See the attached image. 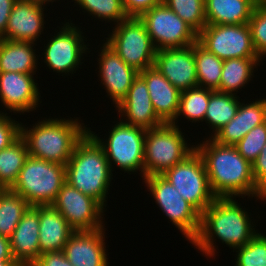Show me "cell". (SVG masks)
<instances>
[{"mask_svg":"<svg viewBox=\"0 0 266 266\" xmlns=\"http://www.w3.org/2000/svg\"><path fill=\"white\" fill-rule=\"evenodd\" d=\"M115 25L105 43L138 72L154 66L157 50L140 18L128 17Z\"/></svg>","mask_w":266,"mask_h":266,"instance_id":"8","label":"cell"},{"mask_svg":"<svg viewBox=\"0 0 266 266\" xmlns=\"http://www.w3.org/2000/svg\"><path fill=\"white\" fill-rule=\"evenodd\" d=\"M75 230L52 205L39 206L40 254L62 251Z\"/></svg>","mask_w":266,"mask_h":266,"instance_id":"24","label":"cell"},{"mask_svg":"<svg viewBox=\"0 0 266 266\" xmlns=\"http://www.w3.org/2000/svg\"><path fill=\"white\" fill-rule=\"evenodd\" d=\"M21 136V124L0 111V150L9 147Z\"/></svg>","mask_w":266,"mask_h":266,"instance_id":"38","label":"cell"},{"mask_svg":"<svg viewBox=\"0 0 266 266\" xmlns=\"http://www.w3.org/2000/svg\"><path fill=\"white\" fill-rule=\"evenodd\" d=\"M112 176L103 148L87 132L65 165L66 182L106 207Z\"/></svg>","mask_w":266,"mask_h":266,"instance_id":"3","label":"cell"},{"mask_svg":"<svg viewBox=\"0 0 266 266\" xmlns=\"http://www.w3.org/2000/svg\"><path fill=\"white\" fill-rule=\"evenodd\" d=\"M21 123V137L25 140L28 155L37 159L66 165L76 144L88 132L77 118H49L32 128Z\"/></svg>","mask_w":266,"mask_h":266,"instance_id":"4","label":"cell"},{"mask_svg":"<svg viewBox=\"0 0 266 266\" xmlns=\"http://www.w3.org/2000/svg\"><path fill=\"white\" fill-rule=\"evenodd\" d=\"M148 86L152 106L158 118L165 124H171L179 109L181 91L175 88L155 67L139 72Z\"/></svg>","mask_w":266,"mask_h":266,"instance_id":"22","label":"cell"},{"mask_svg":"<svg viewBox=\"0 0 266 266\" xmlns=\"http://www.w3.org/2000/svg\"><path fill=\"white\" fill-rule=\"evenodd\" d=\"M179 126L162 124L146 131L144 141V177L162 175L185 160L196 147H189Z\"/></svg>","mask_w":266,"mask_h":266,"instance_id":"6","label":"cell"},{"mask_svg":"<svg viewBox=\"0 0 266 266\" xmlns=\"http://www.w3.org/2000/svg\"><path fill=\"white\" fill-rule=\"evenodd\" d=\"M163 0H122L124 11L128 17H140Z\"/></svg>","mask_w":266,"mask_h":266,"instance_id":"40","label":"cell"},{"mask_svg":"<svg viewBox=\"0 0 266 266\" xmlns=\"http://www.w3.org/2000/svg\"><path fill=\"white\" fill-rule=\"evenodd\" d=\"M0 266H20L15 260H0Z\"/></svg>","mask_w":266,"mask_h":266,"instance_id":"44","label":"cell"},{"mask_svg":"<svg viewBox=\"0 0 266 266\" xmlns=\"http://www.w3.org/2000/svg\"><path fill=\"white\" fill-rule=\"evenodd\" d=\"M98 59L99 78L108 97L117 106L128 93L139 72L128 66L117 53L103 42Z\"/></svg>","mask_w":266,"mask_h":266,"instance_id":"16","label":"cell"},{"mask_svg":"<svg viewBox=\"0 0 266 266\" xmlns=\"http://www.w3.org/2000/svg\"><path fill=\"white\" fill-rule=\"evenodd\" d=\"M140 20L156 50L182 48L198 41V33L163 2L144 12Z\"/></svg>","mask_w":266,"mask_h":266,"instance_id":"11","label":"cell"},{"mask_svg":"<svg viewBox=\"0 0 266 266\" xmlns=\"http://www.w3.org/2000/svg\"><path fill=\"white\" fill-rule=\"evenodd\" d=\"M254 4L257 5H266V0H253Z\"/></svg>","mask_w":266,"mask_h":266,"instance_id":"46","label":"cell"},{"mask_svg":"<svg viewBox=\"0 0 266 266\" xmlns=\"http://www.w3.org/2000/svg\"><path fill=\"white\" fill-rule=\"evenodd\" d=\"M235 200L234 197L216 198L201 213L200 231L191 244L203 255L214 257L216 237L235 250L247 244L258 233L253 228L248 212Z\"/></svg>","mask_w":266,"mask_h":266,"instance_id":"2","label":"cell"},{"mask_svg":"<svg viewBox=\"0 0 266 266\" xmlns=\"http://www.w3.org/2000/svg\"><path fill=\"white\" fill-rule=\"evenodd\" d=\"M252 174L256 187L266 197V144L252 163Z\"/></svg>","mask_w":266,"mask_h":266,"instance_id":"39","label":"cell"},{"mask_svg":"<svg viewBox=\"0 0 266 266\" xmlns=\"http://www.w3.org/2000/svg\"><path fill=\"white\" fill-rule=\"evenodd\" d=\"M31 1H34V2H38V3H41V4H47L49 2H54L56 0H31Z\"/></svg>","mask_w":266,"mask_h":266,"instance_id":"45","label":"cell"},{"mask_svg":"<svg viewBox=\"0 0 266 266\" xmlns=\"http://www.w3.org/2000/svg\"><path fill=\"white\" fill-rule=\"evenodd\" d=\"M44 9V4L38 2L16 0L9 16L7 28L1 35L2 39L35 44L46 24Z\"/></svg>","mask_w":266,"mask_h":266,"instance_id":"18","label":"cell"},{"mask_svg":"<svg viewBox=\"0 0 266 266\" xmlns=\"http://www.w3.org/2000/svg\"><path fill=\"white\" fill-rule=\"evenodd\" d=\"M34 74L0 72V101L10 112L23 114L38 107L41 95Z\"/></svg>","mask_w":266,"mask_h":266,"instance_id":"17","label":"cell"},{"mask_svg":"<svg viewBox=\"0 0 266 266\" xmlns=\"http://www.w3.org/2000/svg\"><path fill=\"white\" fill-rule=\"evenodd\" d=\"M235 266H266V236L257 233L247 244L235 249Z\"/></svg>","mask_w":266,"mask_h":266,"instance_id":"35","label":"cell"},{"mask_svg":"<svg viewBox=\"0 0 266 266\" xmlns=\"http://www.w3.org/2000/svg\"><path fill=\"white\" fill-rule=\"evenodd\" d=\"M163 3L198 34L207 25L205 0H163Z\"/></svg>","mask_w":266,"mask_h":266,"instance_id":"33","label":"cell"},{"mask_svg":"<svg viewBox=\"0 0 266 266\" xmlns=\"http://www.w3.org/2000/svg\"><path fill=\"white\" fill-rule=\"evenodd\" d=\"M255 7L253 0H205L206 22L211 25L246 24Z\"/></svg>","mask_w":266,"mask_h":266,"instance_id":"25","label":"cell"},{"mask_svg":"<svg viewBox=\"0 0 266 266\" xmlns=\"http://www.w3.org/2000/svg\"><path fill=\"white\" fill-rule=\"evenodd\" d=\"M154 66L180 91L198 86L194 44L158 50Z\"/></svg>","mask_w":266,"mask_h":266,"instance_id":"15","label":"cell"},{"mask_svg":"<svg viewBox=\"0 0 266 266\" xmlns=\"http://www.w3.org/2000/svg\"><path fill=\"white\" fill-rule=\"evenodd\" d=\"M194 59L198 86L218 91L224 60L209 52L198 41L194 43Z\"/></svg>","mask_w":266,"mask_h":266,"instance_id":"30","label":"cell"},{"mask_svg":"<svg viewBox=\"0 0 266 266\" xmlns=\"http://www.w3.org/2000/svg\"><path fill=\"white\" fill-rule=\"evenodd\" d=\"M28 156L27 144L21 136L0 150V189L13 187Z\"/></svg>","mask_w":266,"mask_h":266,"instance_id":"29","label":"cell"},{"mask_svg":"<svg viewBox=\"0 0 266 266\" xmlns=\"http://www.w3.org/2000/svg\"><path fill=\"white\" fill-rule=\"evenodd\" d=\"M108 131V139H100L97 134L88 128V133L103 148L109 162L111 171L112 163L125 171V173L140 171L144 178V141L146 131L123 122V119Z\"/></svg>","mask_w":266,"mask_h":266,"instance_id":"7","label":"cell"},{"mask_svg":"<svg viewBox=\"0 0 266 266\" xmlns=\"http://www.w3.org/2000/svg\"><path fill=\"white\" fill-rule=\"evenodd\" d=\"M143 180L164 215L192 243L200 231L201 213L163 175L147 176Z\"/></svg>","mask_w":266,"mask_h":266,"instance_id":"9","label":"cell"},{"mask_svg":"<svg viewBox=\"0 0 266 266\" xmlns=\"http://www.w3.org/2000/svg\"><path fill=\"white\" fill-rule=\"evenodd\" d=\"M65 179V165L28 156L11 190L31 206L52 205Z\"/></svg>","mask_w":266,"mask_h":266,"instance_id":"5","label":"cell"},{"mask_svg":"<svg viewBox=\"0 0 266 266\" xmlns=\"http://www.w3.org/2000/svg\"><path fill=\"white\" fill-rule=\"evenodd\" d=\"M123 122L145 130L164 124L156 115L152 106L145 80L138 74L128 90L127 96L115 107Z\"/></svg>","mask_w":266,"mask_h":266,"instance_id":"19","label":"cell"},{"mask_svg":"<svg viewBox=\"0 0 266 266\" xmlns=\"http://www.w3.org/2000/svg\"><path fill=\"white\" fill-rule=\"evenodd\" d=\"M183 199L202 213L217 198L211 190L202 156L195 150L162 174Z\"/></svg>","mask_w":266,"mask_h":266,"instance_id":"10","label":"cell"},{"mask_svg":"<svg viewBox=\"0 0 266 266\" xmlns=\"http://www.w3.org/2000/svg\"><path fill=\"white\" fill-rule=\"evenodd\" d=\"M266 144V121L251 129L237 144L239 154L251 164L257 159Z\"/></svg>","mask_w":266,"mask_h":266,"instance_id":"36","label":"cell"},{"mask_svg":"<svg viewBox=\"0 0 266 266\" xmlns=\"http://www.w3.org/2000/svg\"><path fill=\"white\" fill-rule=\"evenodd\" d=\"M260 58H232L224 60L220 78L219 92L237 94L245 84L252 81L254 68L260 63Z\"/></svg>","mask_w":266,"mask_h":266,"instance_id":"27","label":"cell"},{"mask_svg":"<svg viewBox=\"0 0 266 266\" xmlns=\"http://www.w3.org/2000/svg\"><path fill=\"white\" fill-rule=\"evenodd\" d=\"M30 206L11 189H0V235L10 238Z\"/></svg>","mask_w":266,"mask_h":266,"instance_id":"31","label":"cell"},{"mask_svg":"<svg viewBox=\"0 0 266 266\" xmlns=\"http://www.w3.org/2000/svg\"><path fill=\"white\" fill-rule=\"evenodd\" d=\"M266 121V99L255 102H240L233 119L223 126L212 138L224 145L237 144L251 129Z\"/></svg>","mask_w":266,"mask_h":266,"instance_id":"23","label":"cell"},{"mask_svg":"<svg viewBox=\"0 0 266 266\" xmlns=\"http://www.w3.org/2000/svg\"><path fill=\"white\" fill-rule=\"evenodd\" d=\"M240 97L214 90L210 93L208 107L205 113V122L213 129V137L223 126L233 119L238 111Z\"/></svg>","mask_w":266,"mask_h":266,"instance_id":"28","label":"cell"},{"mask_svg":"<svg viewBox=\"0 0 266 266\" xmlns=\"http://www.w3.org/2000/svg\"><path fill=\"white\" fill-rule=\"evenodd\" d=\"M10 250L20 266H30L39 257V206L24 213L10 237Z\"/></svg>","mask_w":266,"mask_h":266,"instance_id":"21","label":"cell"},{"mask_svg":"<svg viewBox=\"0 0 266 266\" xmlns=\"http://www.w3.org/2000/svg\"><path fill=\"white\" fill-rule=\"evenodd\" d=\"M0 260H14L10 250V238L0 235Z\"/></svg>","mask_w":266,"mask_h":266,"instance_id":"43","label":"cell"},{"mask_svg":"<svg viewBox=\"0 0 266 266\" xmlns=\"http://www.w3.org/2000/svg\"><path fill=\"white\" fill-rule=\"evenodd\" d=\"M52 206L75 231H94L103 225L104 207L67 182L63 184Z\"/></svg>","mask_w":266,"mask_h":266,"instance_id":"13","label":"cell"},{"mask_svg":"<svg viewBox=\"0 0 266 266\" xmlns=\"http://www.w3.org/2000/svg\"><path fill=\"white\" fill-rule=\"evenodd\" d=\"M30 266H73L63 251L44 252Z\"/></svg>","mask_w":266,"mask_h":266,"instance_id":"41","label":"cell"},{"mask_svg":"<svg viewBox=\"0 0 266 266\" xmlns=\"http://www.w3.org/2000/svg\"><path fill=\"white\" fill-rule=\"evenodd\" d=\"M213 90L194 87L188 90L181 91L179 109L176 115V119L171 123L177 125V118L183 115L190 122L204 121L205 113L208 107L210 93ZM192 120V121H191Z\"/></svg>","mask_w":266,"mask_h":266,"instance_id":"32","label":"cell"},{"mask_svg":"<svg viewBox=\"0 0 266 266\" xmlns=\"http://www.w3.org/2000/svg\"><path fill=\"white\" fill-rule=\"evenodd\" d=\"M198 42L221 60L259 58L252 44L248 23L207 24L198 34Z\"/></svg>","mask_w":266,"mask_h":266,"instance_id":"12","label":"cell"},{"mask_svg":"<svg viewBox=\"0 0 266 266\" xmlns=\"http://www.w3.org/2000/svg\"><path fill=\"white\" fill-rule=\"evenodd\" d=\"M251 40L260 60L266 56V5H257L249 20Z\"/></svg>","mask_w":266,"mask_h":266,"instance_id":"37","label":"cell"},{"mask_svg":"<svg viewBox=\"0 0 266 266\" xmlns=\"http://www.w3.org/2000/svg\"><path fill=\"white\" fill-rule=\"evenodd\" d=\"M104 227L94 231H75L63 248L73 266H108Z\"/></svg>","mask_w":266,"mask_h":266,"instance_id":"20","label":"cell"},{"mask_svg":"<svg viewBox=\"0 0 266 266\" xmlns=\"http://www.w3.org/2000/svg\"><path fill=\"white\" fill-rule=\"evenodd\" d=\"M16 0H0V35H2L8 25V20Z\"/></svg>","mask_w":266,"mask_h":266,"instance_id":"42","label":"cell"},{"mask_svg":"<svg viewBox=\"0 0 266 266\" xmlns=\"http://www.w3.org/2000/svg\"><path fill=\"white\" fill-rule=\"evenodd\" d=\"M73 1V0H72ZM84 12H88L92 17L102 19V21L114 22L119 24L126 20V15L122 0H74ZM116 22V23H115Z\"/></svg>","mask_w":266,"mask_h":266,"instance_id":"34","label":"cell"},{"mask_svg":"<svg viewBox=\"0 0 266 266\" xmlns=\"http://www.w3.org/2000/svg\"><path fill=\"white\" fill-rule=\"evenodd\" d=\"M195 147L203 158L211 190L217 198L256 196V200H266L256 187L252 164L239 154L235 145L220 144L210 137Z\"/></svg>","mask_w":266,"mask_h":266,"instance_id":"1","label":"cell"},{"mask_svg":"<svg viewBox=\"0 0 266 266\" xmlns=\"http://www.w3.org/2000/svg\"><path fill=\"white\" fill-rule=\"evenodd\" d=\"M34 43L0 40V72L36 73L37 60ZM37 56V57H36Z\"/></svg>","mask_w":266,"mask_h":266,"instance_id":"26","label":"cell"},{"mask_svg":"<svg viewBox=\"0 0 266 266\" xmlns=\"http://www.w3.org/2000/svg\"><path fill=\"white\" fill-rule=\"evenodd\" d=\"M59 29L47 45H44V63L56 73L73 74L81 65L83 53L88 52L89 45L84 43L83 32L75 24L66 22Z\"/></svg>","mask_w":266,"mask_h":266,"instance_id":"14","label":"cell"}]
</instances>
